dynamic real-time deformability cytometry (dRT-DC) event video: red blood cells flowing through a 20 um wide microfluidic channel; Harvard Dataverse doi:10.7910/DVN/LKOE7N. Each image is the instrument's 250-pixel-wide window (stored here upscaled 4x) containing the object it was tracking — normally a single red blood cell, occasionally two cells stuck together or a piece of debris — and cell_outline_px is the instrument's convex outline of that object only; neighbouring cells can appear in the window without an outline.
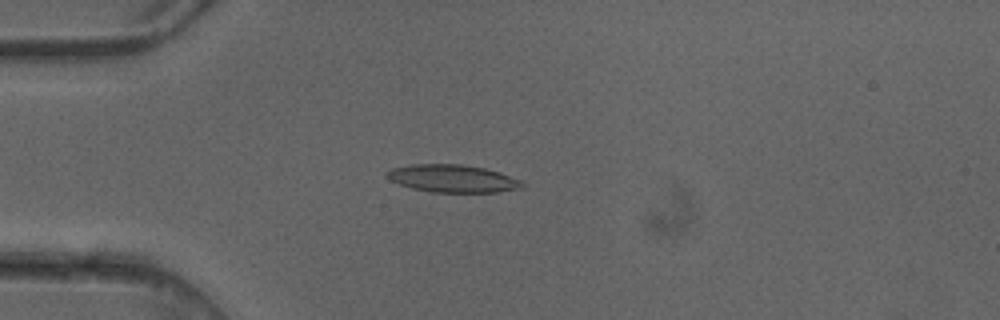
{"species": "common noctule bat (a hibernating species)", "species_latin": "Nyctalus noctula", "temperature_condition": "cold", "stored_images_in_passage": 5, "camera_frame_rate_fps": 3000, "um_per_image_px": 0.085, "animal": {"sex": "female"}, "frame": {"image": 1, "passage_image": 4, "time_ms": 1.0, "image_size_px": [1000, 320], "cell_outline_px": [[524, 188], [496, 192], [432, 192], [412, 188], [400, 184], [392, 180], [384, 172], [392, 168], [412, 164], [460, 164], [484, 168], [500, 172], [520, 180], [524, 184]], "centroid_in_image_um": [38.5, 15.17], "position_along_channel_um": 46.5, "area_um2": 21.68}}